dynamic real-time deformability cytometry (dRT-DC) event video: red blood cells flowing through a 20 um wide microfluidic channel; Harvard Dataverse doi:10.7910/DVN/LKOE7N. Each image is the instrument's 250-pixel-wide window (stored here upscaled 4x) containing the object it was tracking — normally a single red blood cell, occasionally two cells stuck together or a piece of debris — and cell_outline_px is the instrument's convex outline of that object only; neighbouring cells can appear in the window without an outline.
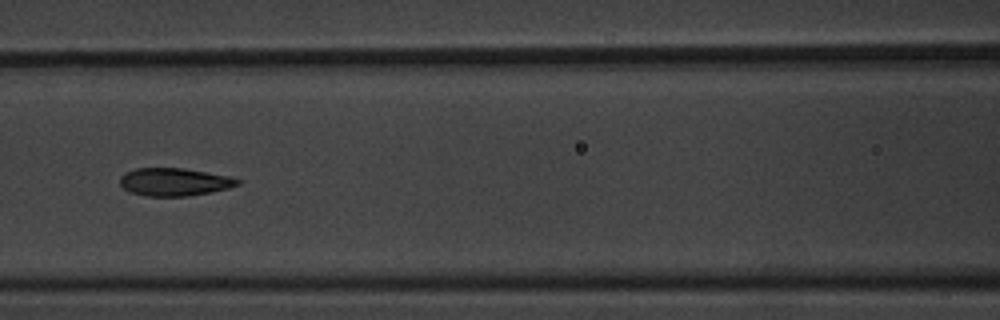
{"species": "common noctule bat (a hibernating species)", "species_latin": "Nyctalus noctula", "temperature_condition": "warm", "stored_images_in_passage": 9, "camera_frame_rate_fps": 3000, "um_per_image_px": 0.085, "animal": {"sex": "male", "body_mass_g": 20.1, "forearm_length_mm": 53.5}, "frame": {"image": 1, "passage_image": 6, "time_ms": 1.667, "image_size_px": [1000, 320], "cell_outline_px": [[240, 184], [228, 188], [188, 196], [148, 196], [128, 192], [120, 184], [120, 176], [124, 172], [136, 168], [184, 168], [228, 176], [240, 180]], "centroid_in_image_um": [14.77, 15.46], "position_along_channel_um": 151.8, "area_um2": 19.02}}
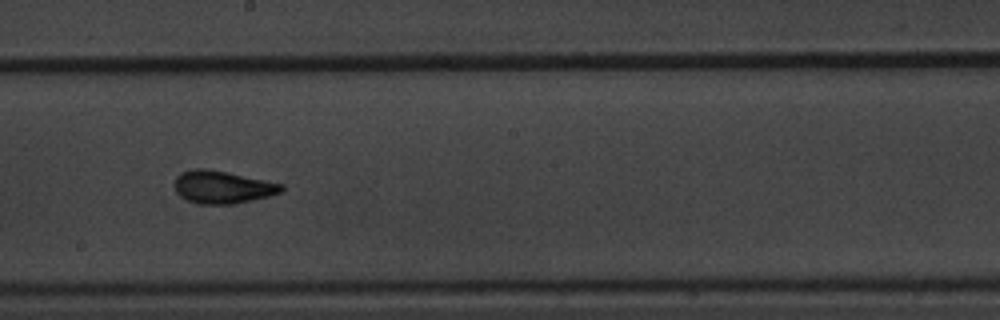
{"frame": {"image": 2, "passage_image": 8, "time_ms": 2.333, "image_size_px": [1000, 320], "cell_outline_px": [[284, 188], [280, 192], [268, 196], [236, 204], [200, 204], [188, 200], [180, 196], [176, 192], [176, 176], [184, 172], [196, 168], [204, 168], [284, 184]], "centroid_in_image_um": [18.92, 15.92], "position_along_channel_um": 229.3, "area_um2": 19.94}}
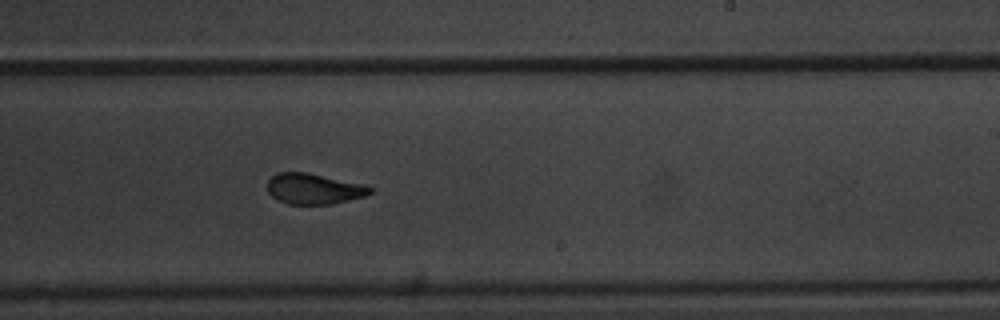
{"frame": {"image": 3, "passage_image": 9, "time_ms": 2.667, "image_size_px": [1000, 320], "cell_outline_px": [[372, 192], [364, 196], [332, 204], [288, 204], [276, 200], [268, 192], [268, 180], [276, 172], [308, 172], [364, 184], [372, 188]], "centroid_in_image_um": [26.65, 16.04], "position_along_channel_um": 262.3, "area_um2": 18.44}}